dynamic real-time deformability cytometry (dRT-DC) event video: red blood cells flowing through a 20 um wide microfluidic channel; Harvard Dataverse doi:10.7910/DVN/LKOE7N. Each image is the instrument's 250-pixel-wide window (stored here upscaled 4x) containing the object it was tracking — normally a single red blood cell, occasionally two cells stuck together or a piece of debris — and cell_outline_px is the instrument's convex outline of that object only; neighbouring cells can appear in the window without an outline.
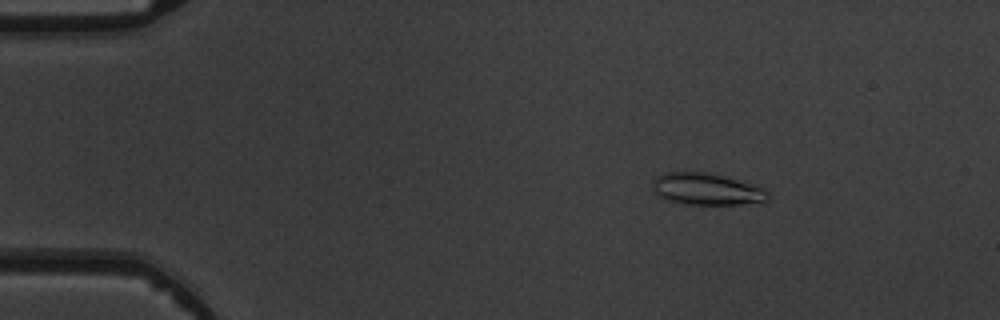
{"species": "common noctule bat (a hibernating species)", "species_latin": "Nyctalus noctula", "temperature_condition": "warm", "stored_images_in_passage": 6, "camera_frame_rate_fps": 3000, "um_per_image_px": 0.085, "animal": {"sex": "male", "body_mass_g": 19.5, "forearm_length_mm": 54.6}, "frame": {"image": 1, "passage_image": 3, "time_ms": 2.333, "image_size_px": [1000, 320], "cell_outline_px": [[772, 196], [768, 200], [736, 204], [688, 204], [668, 200], [652, 192], [652, 180], [656, 176], [664, 172], [708, 172], [764, 188]], "centroid_in_image_um": [60.01, 16.06], "position_along_channel_um": 25.0, "area_um2": 21.21}}
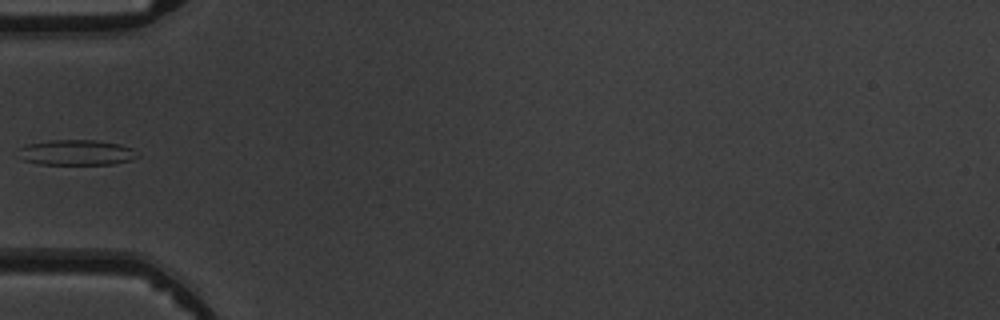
{"frame": {"image": 2, "passage_image": 6, "time_ms": 5.667, "image_size_px": [1000, 320], "cell_outline_px": [[140, 156], [132, 160], [112, 164], [40, 164], [24, 160], [12, 156], [24, 144], [48, 140], [96, 140], [120, 144], [132, 148]], "centroid_in_image_um": [6.42, 12.96], "position_along_channel_um": 78.6, "area_um2": 18.03}}